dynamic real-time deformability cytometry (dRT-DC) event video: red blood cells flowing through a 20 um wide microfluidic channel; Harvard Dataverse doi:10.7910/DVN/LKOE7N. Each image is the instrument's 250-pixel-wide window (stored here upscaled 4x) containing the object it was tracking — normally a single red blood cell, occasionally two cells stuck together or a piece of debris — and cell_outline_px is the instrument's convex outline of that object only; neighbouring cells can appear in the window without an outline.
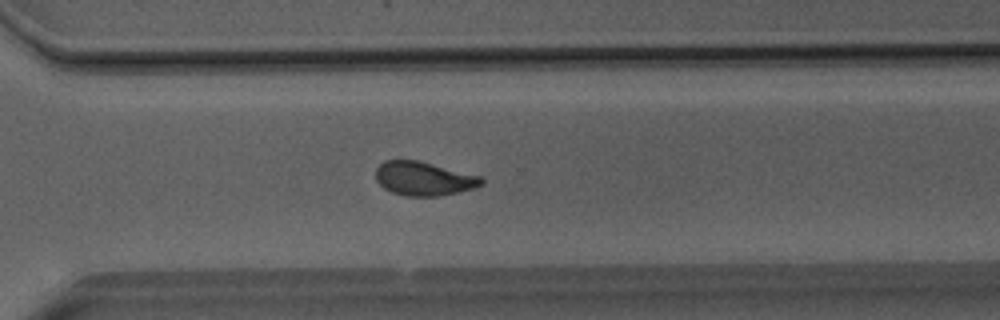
{"species": "Egyptian fruit bat (a non-hibernating species)", "species_latin": "Rousettus aegyptiacus", "temperature_condition": "room temperature", "stored_images_in_passage": 38, "camera_frame_rate_fps": 3000, "um_per_image_px": 0.085, "animal": {"sex": "male"}, "frame": {"image": 1, "passage_image": 24, "time_ms": 7.667, "image_size_px": [1000, 320], "cell_outline_px": [[484, 184], [472, 188], [440, 196], [404, 196], [392, 192], [384, 188], [376, 180], [376, 168], [384, 160], [416, 160], [480, 176], [484, 180]], "centroid_in_image_um": [35.99, 15.19], "position_along_channel_um": 334.6, "area_um2": 20.63}}
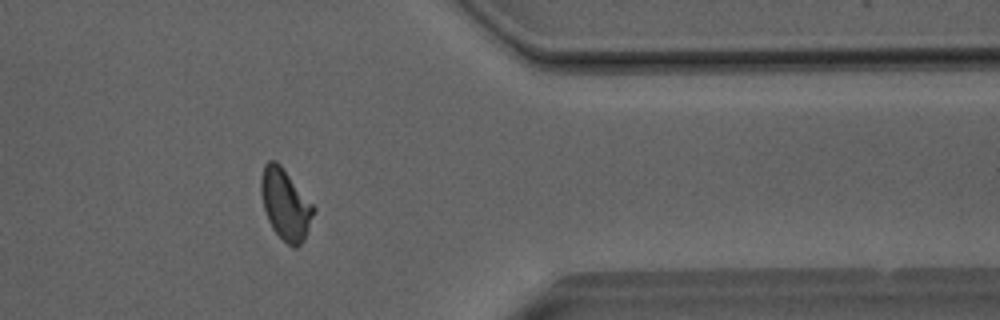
{"frame": {"image": 2, "passage_image": 29, "time_ms": 9.333, "image_size_px": [1000, 320], "cell_outline_px": [[316, 208], [304, 240], [296, 248], [292, 248], [272, 228], [268, 220], [264, 208], [260, 192], [260, 180], [264, 164], [268, 160], [276, 160], [280, 164]], "centroid_in_image_um": [24.25, 17.36], "position_along_channel_um": 387.2, "area_um2": 21.56}}
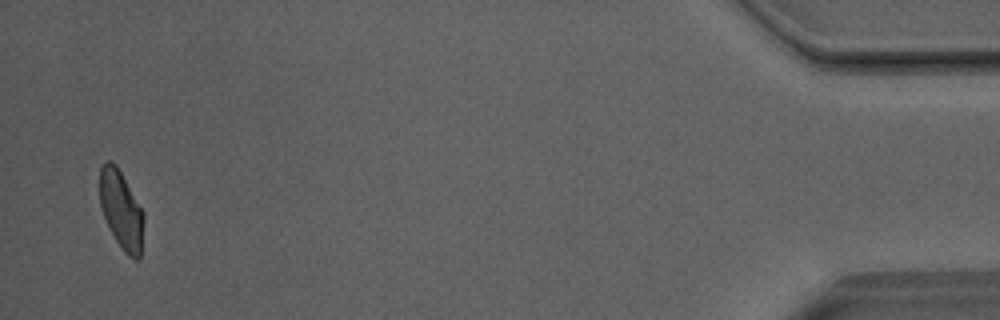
{"frame": {"image": 3, "passage_image": 37, "time_ms": 12.0, "image_size_px": [1000, 320], "cell_outline_px": [[144, 224], [140, 260], [136, 260], [128, 256], [124, 252], [116, 240], [104, 216], [100, 204], [100, 168], [104, 160], [112, 160], [116, 164], [144, 212]], "centroid_in_image_um": [10.32, 17.84], "position_along_channel_um": 424.9, "area_um2": 20.11}, "authors_computed_cell_mechanics": {"area_um2": 21.1548, "velocity_mm_per_s": 4.0664, "shape_relaxation_time_tau1_ms": 6.3261, "shape_relaxation_time_tau2_ms": 2.1949, "deformation_change_tau1": 0.1599, "deformation_change_tau2": 0.0816}}